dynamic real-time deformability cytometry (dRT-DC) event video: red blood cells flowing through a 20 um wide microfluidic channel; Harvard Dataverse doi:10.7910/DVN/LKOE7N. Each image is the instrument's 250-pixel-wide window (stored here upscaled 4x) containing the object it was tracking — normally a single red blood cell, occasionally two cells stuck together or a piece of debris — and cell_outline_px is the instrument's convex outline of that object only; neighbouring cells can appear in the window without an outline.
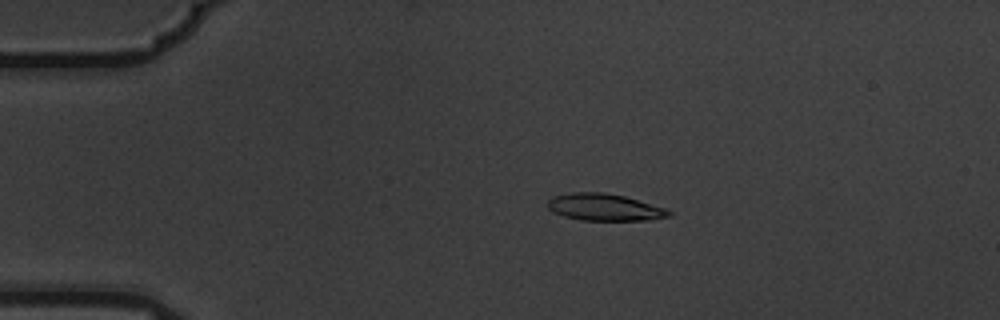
{"species": "common noctule bat (a hibernating species)", "species_latin": "Nyctalus noctula", "temperature_condition": "warm", "stored_images_in_passage": 6, "camera_frame_rate_fps": 3000, "um_per_image_px": 0.085, "animal": {"sex": "male", "body_mass_g": 19.5, "forearm_length_mm": 54.6}, "frame": {"image": 1, "passage_image": 4, "time_ms": 1.0, "image_size_px": [1000, 320], "cell_outline_px": [[672, 216], [652, 220], [580, 220], [564, 216], [552, 212], [548, 208], [548, 200], [552, 196], [572, 192], [604, 192], [624, 196], [664, 208], [672, 212]], "centroid_in_image_um": [51.36, 17.62], "position_along_channel_um": 33.6, "area_um2": 19.07}}
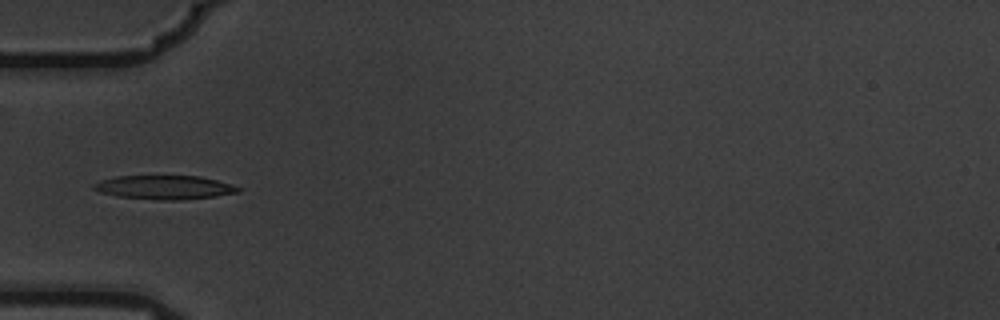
{"frame": {"image": 2, "passage_image": 6, "time_ms": 1.667, "image_size_px": [1000, 320], "cell_outline_px": [[244, 188], [240, 192], [216, 196], [180, 200], [160, 200], [116, 196], [100, 192], [92, 188], [92, 184], [100, 180], [116, 176], [200, 176], [216, 180]], "centroid_in_image_um": [13.98, 15.92], "position_along_channel_um": 71.0, "area_um2": 20.17}}